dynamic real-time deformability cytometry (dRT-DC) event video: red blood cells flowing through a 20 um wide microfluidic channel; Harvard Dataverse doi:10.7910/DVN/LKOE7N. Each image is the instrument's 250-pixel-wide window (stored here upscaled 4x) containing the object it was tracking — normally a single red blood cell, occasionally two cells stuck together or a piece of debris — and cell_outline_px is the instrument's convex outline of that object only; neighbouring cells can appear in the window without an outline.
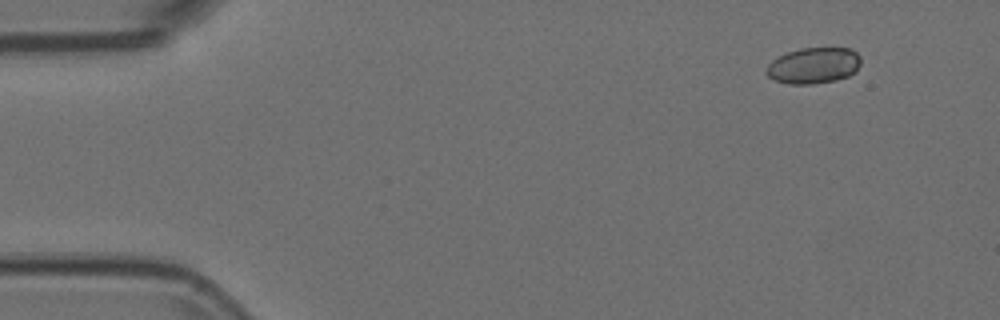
{"species": "Egyptian fruit bat (a non-hibernating species)", "species_latin": "Rousettus aegyptiacus", "temperature_condition": "room temperature", "stored_images_in_passage": 51, "camera_frame_rate_fps": 3000, "um_per_image_px": 0.085, "animal": {"sex": "female"}, "frame": {"image": 1, "passage_image": 1, "time_ms": 0.0, "image_size_px": [1000, 320], "cell_outline_px": [[860, 60], [856, 68], [852, 72], [844, 76], [832, 80], [776, 80], [768, 72], [768, 68], [780, 56], [792, 52], [808, 48], [848, 48], [856, 52]], "centroid_in_image_um": [69.26, 5.48], "position_along_channel_um": 15.7, "area_um2": 17.46}}
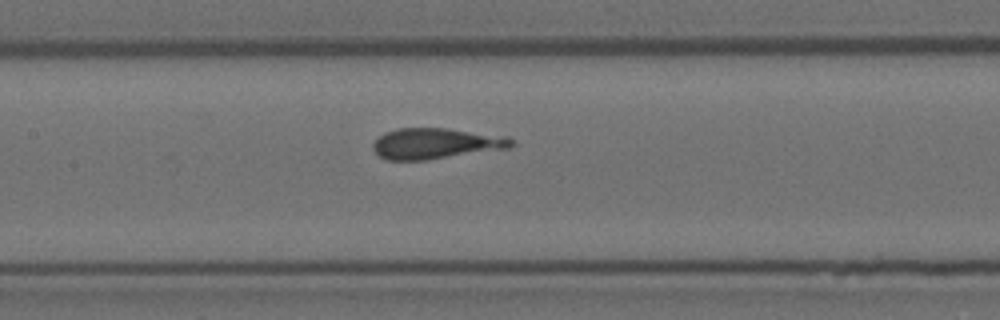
{"frame": {"image": 2, "passage_image": 22, "time_ms": 7.0, "image_size_px": [1000, 320], "cell_outline_px": [[512, 144], [416, 160], [392, 160], [380, 156], [376, 152], [376, 140], [380, 136], [388, 132], [404, 128], [436, 128], [512, 140]], "centroid_in_image_um": [36.68, 12.19], "position_along_channel_um": 170.7, "area_um2": 21.39}}
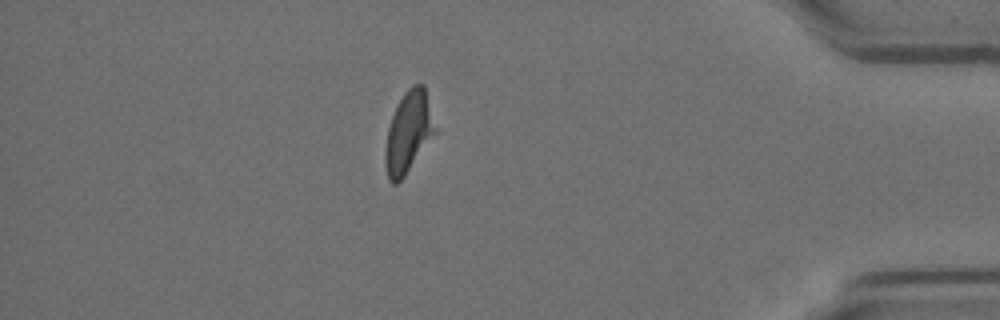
{"frame": {"image": 3, "passage_image": 44, "time_ms": 14.333, "image_size_px": [1000, 320], "cell_outline_px": [[424, 132], [400, 180], [396, 184], [388, 176], [388, 132], [392, 116], [400, 100], [416, 84], [420, 84], [424, 88]], "centroid_in_image_um": [34.47, 11.19], "position_along_channel_um": 400.7, "area_um2": 17.34}}